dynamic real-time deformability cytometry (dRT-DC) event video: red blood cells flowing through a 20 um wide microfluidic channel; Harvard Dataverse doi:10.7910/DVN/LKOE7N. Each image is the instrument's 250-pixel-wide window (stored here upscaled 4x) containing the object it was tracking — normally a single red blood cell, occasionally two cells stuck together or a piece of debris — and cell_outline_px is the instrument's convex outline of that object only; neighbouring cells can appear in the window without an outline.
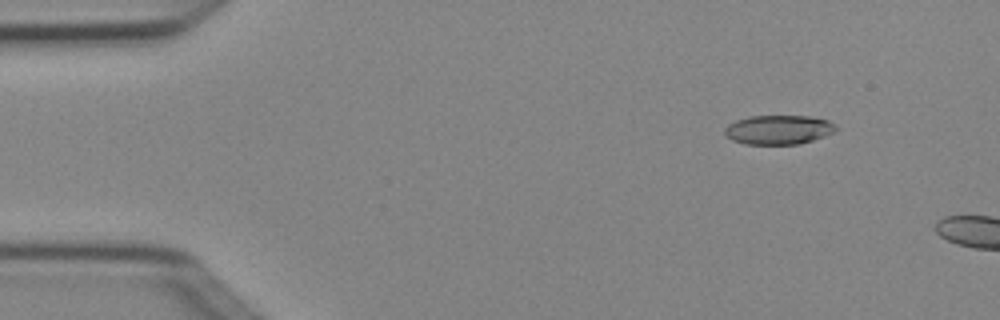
{"species": "Egyptian fruit bat (a non-hibernating species)", "species_latin": "Rousettus aegyptiacus", "temperature_condition": "cold", "stored_images_in_passage": 3, "camera_frame_rate_fps": 3000, "um_per_image_px": 0.085, "animal": {"sex": "female"}, "frame": {"image": 1, "passage_image": 2, "time_ms": 0.333, "image_size_px": [1000, 320], "cell_outline_px": [[836, 128], [832, 132], [824, 136], [812, 140], [796, 144], [744, 144], [732, 140], [724, 136], [724, 128], [728, 124], [736, 120], [748, 116], [808, 116], [828, 120], [836, 124]], "centroid_in_image_um": [66.12, 11.02], "position_along_channel_um": 18.9, "area_um2": 18.96}}